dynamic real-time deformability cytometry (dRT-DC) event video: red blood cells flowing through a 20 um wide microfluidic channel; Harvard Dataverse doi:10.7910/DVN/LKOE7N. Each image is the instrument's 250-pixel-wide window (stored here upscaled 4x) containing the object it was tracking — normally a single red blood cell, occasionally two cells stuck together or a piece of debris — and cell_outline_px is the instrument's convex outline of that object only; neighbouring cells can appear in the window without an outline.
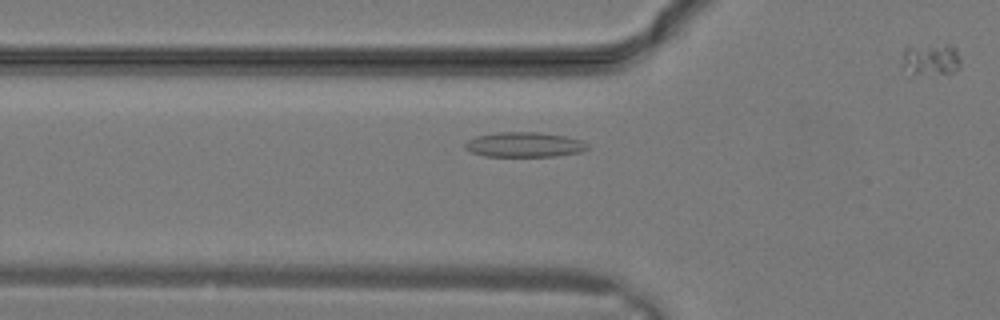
{"species": "common noctule bat (a hibernating species)", "species_latin": "Nyctalus noctula", "temperature_condition": "warm", "stored_images_in_passage": 21, "camera_frame_rate_fps": 3000, "um_per_image_px": 0.085, "animal": {"sex": "male", "body_mass_g": 19.2, "forearm_length_mm": 51.8}, "frame": {"image": 1, "passage_image": 6, "time_ms": 1.667, "image_size_px": [1000, 320], "cell_outline_px": [[588, 148], [580, 152], [556, 156], [484, 156], [472, 152], [464, 148], [464, 144], [468, 140], [476, 136], [496, 132], [540, 132], [564, 136], [584, 140], [588, 144]], "centroid_in_image_um": [44.57, 12.29], "position_along_channel_um": 81.2, "area_um2": 17.86}}
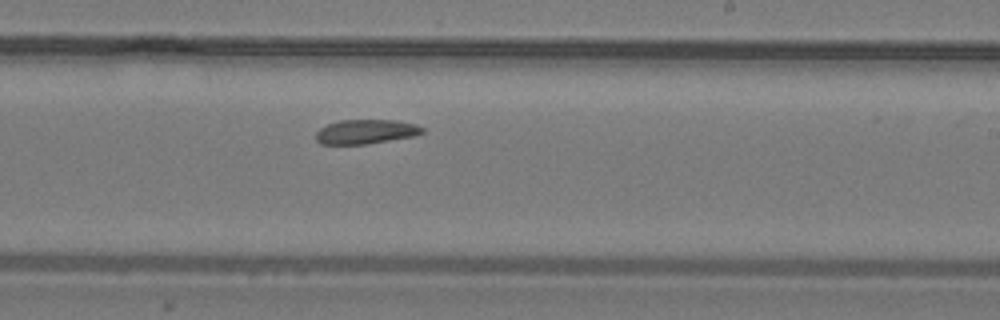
{"frame": {"image": 2, "passage_image": 14, "time_ms": 4.333, "image_size_px": [1000, 320], "cell_outline_px": [[424, 132], [416, 136], [368, 144], [320, 144], [316, 140], [316, 132], [320, 128], [328, 124], [340, 120], [396, 120], [416, 124], [424, 128]], "centroid_in_image_um": [31.12, 11.2], "position_along_channel_um": 257.9, "area_um2": 15.26}}
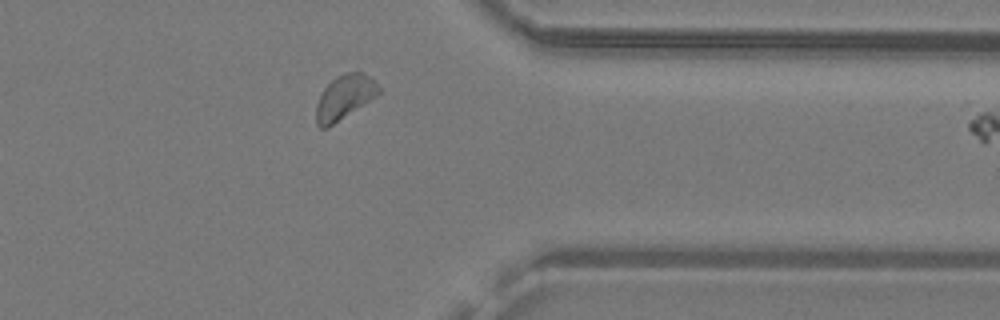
{"frame": {"image": 3, "passage_image": 20, "time_ms": 6.333, "image_size_px": [1000, 320], "cell_outline_px": [[380, 92], [376, 96], [328, 128], [320, 128], [316, 124], [316, 104], [324, 88], [336, 76], [348, 72], [364, 72], [380, 88]], "centroid_in_image_um": [29.25, 8.28], "position_along_channel_um": 382.1, "area_um2": 15.95}}